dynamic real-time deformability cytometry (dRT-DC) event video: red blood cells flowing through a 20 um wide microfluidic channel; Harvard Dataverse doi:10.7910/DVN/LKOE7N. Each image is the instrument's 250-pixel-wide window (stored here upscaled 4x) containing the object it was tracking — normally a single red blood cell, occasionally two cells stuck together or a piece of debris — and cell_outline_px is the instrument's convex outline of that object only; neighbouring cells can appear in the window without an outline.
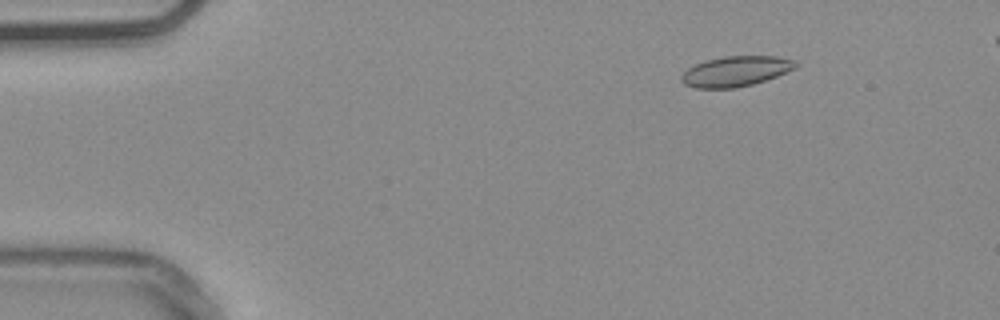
{"species": "common noctule bat (a hibernating species)", "species_latin": "Nyctalus noctula", "temperature_condition": "warm", "stored_images_in_passage": 50, "camera_frame_rate_fps": 3000, "um_per_image_px": 0.085, "animal": {"sex": "male", "body_mass_g": 20.4}, "frame": {"image": 1, "passage_image": 4, "time_ms": 1.0, "image_size_px": [1000, 320], "cell_outline_px": [[796, 68], [776, 76], [752, 84], [736, 88], [696, 88], [684, 84], [680, 80], [680, 76], [688, 68], [696, 64], [708, 60], [724, 56], [776, 56], [796, 60]], "centroid_in_image_um": [62.52, 6.06], "position_along_channel_um": 22.5, "area_um2": 20.0}}
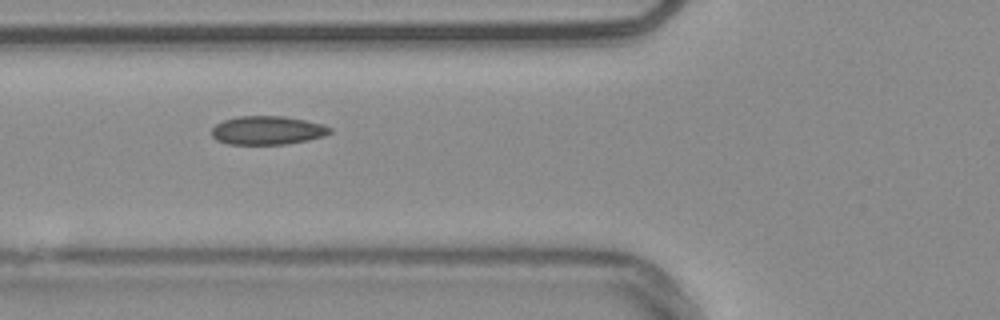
{"frame": {"image": 2, "passage_image": 17, "time_ms": 5.333, "image_size_px": [1000, 320], "cell_outline_px": [[332, 132], [324, 136], [308, 140], [284, 144], [228, 144], [216, 140], [212, 136], [212, 128], [216, 124], [224, 120], [236, 116], [284, 116], [324, 124], [332, 128]], "centroid_in_image_um": [22.74, 11.07], "position_along_channel_um": 103.1, "area_um2": 19.77}}
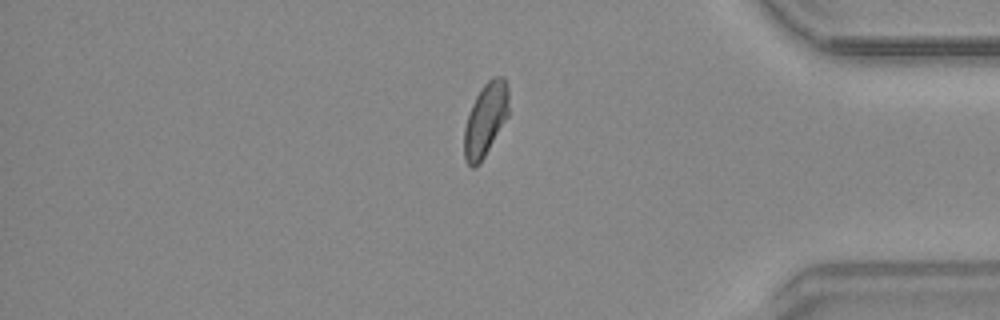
{"frame": {"image": 3, "passage_image": 42, "time_ms": 13.667, "image_size_px": [1000, 320], "cell_outline_px": [[508, 116], [480, 164], [476, 168], [472, 168], [468, 164], [464, 156], [464, 128], [472, 104], [476, 96], [484, 84], [492, 76], [504, 76], [508, 88]], "centroid_in_image_um": [41.27, 10.16], "position_along_channel_um": 393.9, "area_um2": 19.02}}